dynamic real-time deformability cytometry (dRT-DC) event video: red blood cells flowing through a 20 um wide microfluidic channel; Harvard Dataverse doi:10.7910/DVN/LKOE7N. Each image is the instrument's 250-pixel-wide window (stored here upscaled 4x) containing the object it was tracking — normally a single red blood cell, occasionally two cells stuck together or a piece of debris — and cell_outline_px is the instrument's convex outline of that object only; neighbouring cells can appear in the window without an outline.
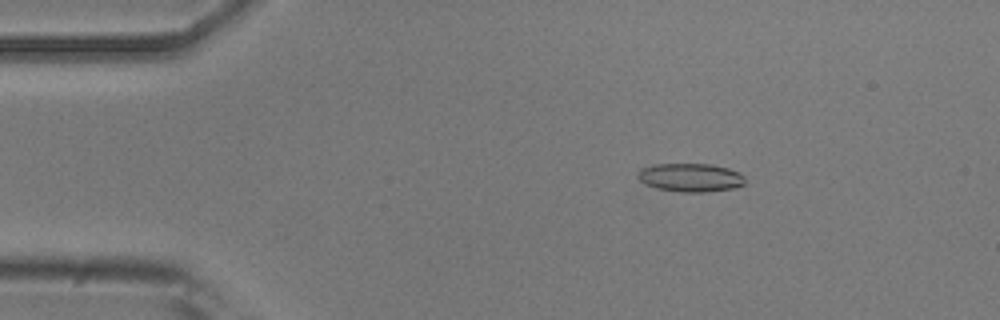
{"species": "common noctule bat (a hibernating species)", "species_latin": "Nyctalus noctula", "temperature_condition": "room temperature", "stored_images_in_passage": 14, "camera_frame_rate_fps": 3000, "um_per_image_px": 0.085, "animal": {"sex": "male", "body_mass_g": 20.5, "forearm_length_mm": 52.5}, "frame": {"image": 1, "passage_image": 8, "time_ms": 2.333, "image_size_px": [1000, 320], "cell_outline_px": [[744, 184], [732, 188], [704, 192], [680, 192], [656, 188], [644, 184], [636, 176], [640, 168], [656, 164], [712, 164], [728, 168], [740, 172], [744, 176]], "centroid_in_image_um": [58.67, 15.08], "position_along_channel_um": 26.3, "area_um2": 17.86}}